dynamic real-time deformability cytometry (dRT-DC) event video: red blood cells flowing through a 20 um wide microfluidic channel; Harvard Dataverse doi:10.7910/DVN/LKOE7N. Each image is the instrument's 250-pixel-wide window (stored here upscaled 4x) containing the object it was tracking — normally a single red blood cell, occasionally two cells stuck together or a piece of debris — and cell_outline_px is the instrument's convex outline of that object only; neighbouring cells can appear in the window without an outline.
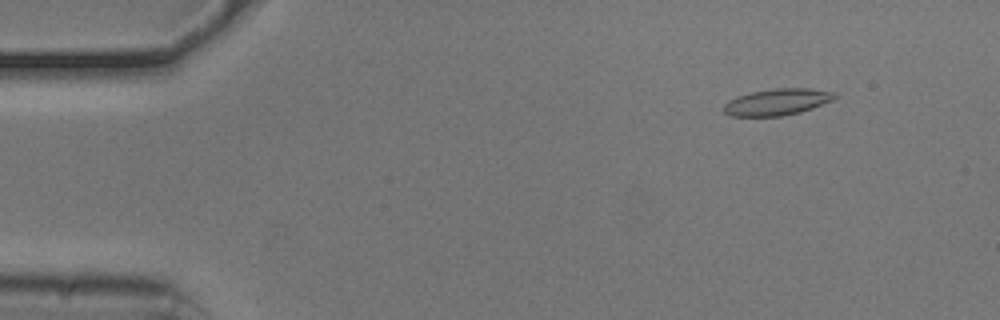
{"species": "common noctule bat (a hibernating species)", "species_latin": "Nyctalus noctula", "temperature_condition": "cold", "stored_images_in_passage": 27, "camera_frame_rate_fps": 3000, "um_per_image_px": 0.085, "animal": {"sex": "male", "body_mass_g": 20.5, "forearm_length_mm": 52.5}, "frame": {"image": 1, "passage_image": 6, "time_ms": 1.667, "image_size_px": [1000, 320], "cell_outline_px": [[836, 96], [832, 100], [812, 108], [800, 112], [780, 116], [732, 116], [724, 112], [724, 104], [728, 100], [736, 96], [752, 92], [776, 88], [808, 88], [836, 92]], "centroid_in_image_um": [66.05, 8.66], "position_along_channel_um": 19.0, "area_um2": 17.05}}
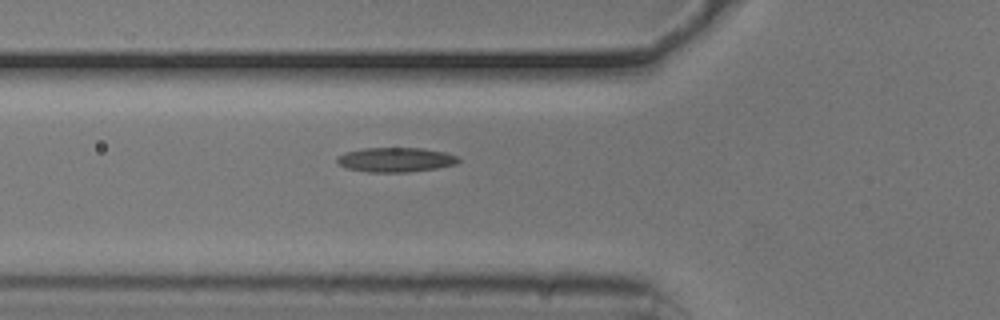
{"frame": {"image": 2, "passage_image": 19, "time_ms": 6.0, "image_size_px": [1000, 320], "cell_outline_px": [[460, 160], [456, 164], [436, 168], [408, 172], [368, 172], [348, 168], [340, 164], [336, 160], [344, 152], [364, 148], [420, 148], [444, 152], [456, 156]], "centroid_in_image_um": [33.63, 13.57], "position_along_channel_um": 92.2, "area_um2": 17.11}}
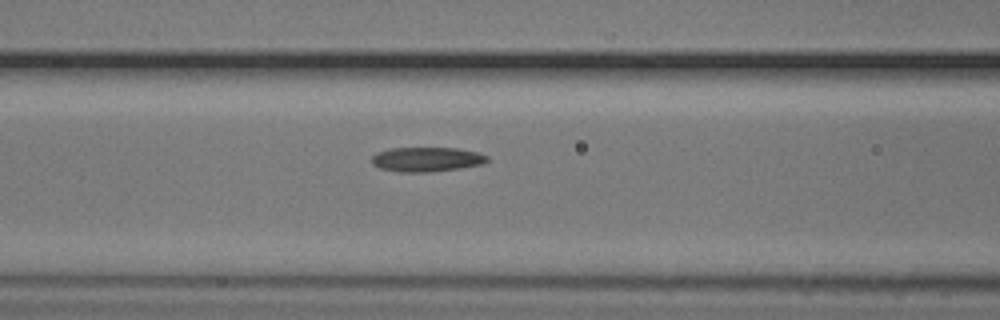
{"frame": {"image": 3, "passage_image": 22, "time_ms": 7.0, "image_size_px": [1000, 320], "cell_outline_px": [[488, 160], [484, 164], [460, 168], [428, 172], [400, 172], [380, 168], [372, 164], [372, 156], [376, 152], [392, 148], [456, 148], [476, 152], [488, 156]], "centroid_in_image_um": [36.26, 13.55], "position_along_channel_um": 130.3, "area_um2": 16.47}}